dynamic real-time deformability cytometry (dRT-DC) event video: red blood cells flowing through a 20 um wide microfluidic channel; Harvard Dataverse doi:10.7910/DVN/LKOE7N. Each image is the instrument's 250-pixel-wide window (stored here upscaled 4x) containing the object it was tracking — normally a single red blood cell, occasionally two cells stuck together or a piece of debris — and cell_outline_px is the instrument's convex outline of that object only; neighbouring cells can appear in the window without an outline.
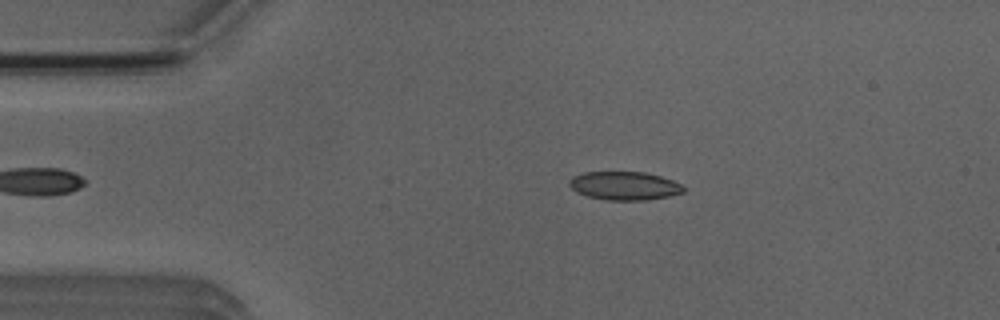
{"species": "Egyptian fruit bat (a non-hibernating species)", "species_latin": "Rousettus aegyptiacus", "temperature_condition": "room temperature", "stored_images_in_passage": 3, "camera_frame_rate_fps": 3000, "um_per_image_px": 0.085, "animal": {"sex": "male"}, "frame": {"image": 1, "passage_image": 1, "time_ms": 0.0, "image_size_px": [1000, 320], "cell_outline_px": [[684, 192], [668, 196], [648, 200], [604, 200], [588, 196], [576, 192], [568, 184], [568, 180], [572, 176], [584, 172], [644, 172], [660, 176], [672, 180], [680, 184], [684, 188]], "centroid_in_image_um": [53.04, 15.79], "position_along_channel_um": 32.0, "area_um2": 18.96}}